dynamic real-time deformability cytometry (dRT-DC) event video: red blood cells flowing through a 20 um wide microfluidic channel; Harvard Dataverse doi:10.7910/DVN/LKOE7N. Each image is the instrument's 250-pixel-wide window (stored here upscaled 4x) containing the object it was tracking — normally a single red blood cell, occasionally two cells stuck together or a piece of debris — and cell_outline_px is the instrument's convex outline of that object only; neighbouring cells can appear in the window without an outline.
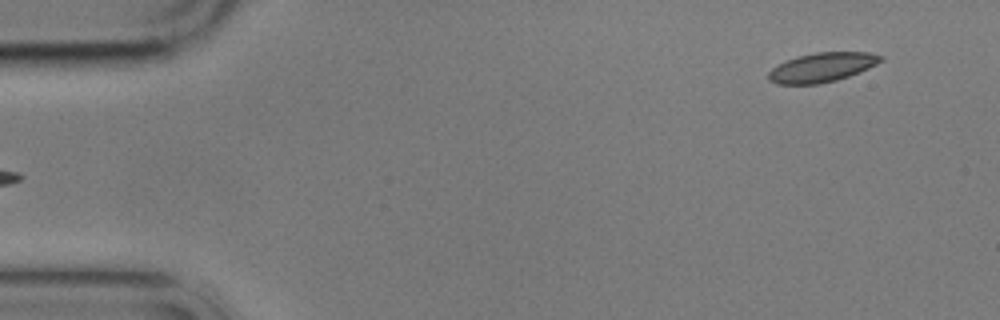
{"species": "common noctule bat (a hibernating species)", "species_latin": "Nyctalus noctula", "temperature_condition": "cold", "stored_images_in_passage": 4, "camera_frame_rate_fps": 3000, "um_per_image_px": 0.085, "animal": {"sex": "male", "body_mass_g": 17.9}, "frame": {"image": 1, "passage_image": 4, "time_ms": 4.333, "image_size_px": [1000, 320], "cell_outline_px": [[884, 60], [860, 72], [836, 80], [820, 84], [776, 84], [768, 80], [768, 72], [776, 64], [796, 56], [816, 52], [868, 52], [884, 56]], "centroid_in_image_um": [69.85, 5.72], "position_along_channel_um": 15.2, "area_um2": 19.36}}